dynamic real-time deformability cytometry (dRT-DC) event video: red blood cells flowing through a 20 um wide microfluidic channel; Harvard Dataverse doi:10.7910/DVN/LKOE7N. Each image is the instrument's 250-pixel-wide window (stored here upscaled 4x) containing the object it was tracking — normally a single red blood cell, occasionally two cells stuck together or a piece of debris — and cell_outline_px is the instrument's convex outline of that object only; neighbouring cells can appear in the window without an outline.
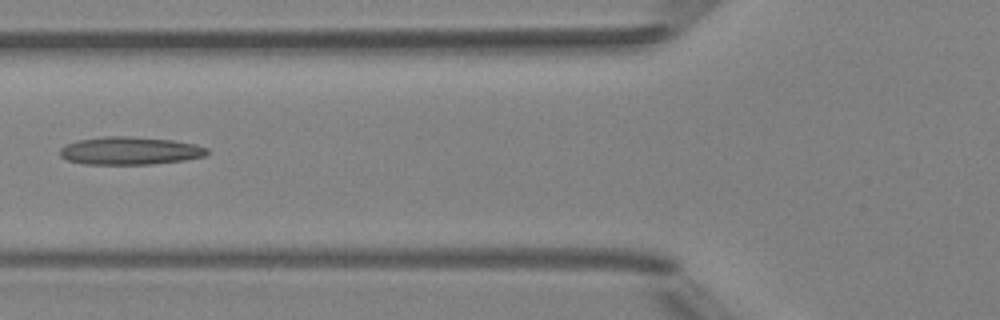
{"species": "Egyptian fruit bat (a non-hibernating species)", "species_latin": "Rousettus aegyptiacus", "temperature_condition": "room temperature", "stored_images_in_passage": 5, "camera_frame_rate_fps": 3000, "um_per_image_px": 0.085, "animal": {"sex": "female"}, "frame": {"image": 1, "passage_image": 5, "time_ms": 5.667, "image_size_px": [1000, 320], "cell_outline_px": [[208, 152], [204, 156], [184, 160], [152, 164], [84, 164], [68, 160], [60, 156], [60, 148], [76, 140], [104, 136], [128, 136], [172, 140], [196, 144], [208, 148]], "centroid_in_image_um": [11.04, 12.81], "position_along_channel_um": 114.8, "area_um2": 23.87}}